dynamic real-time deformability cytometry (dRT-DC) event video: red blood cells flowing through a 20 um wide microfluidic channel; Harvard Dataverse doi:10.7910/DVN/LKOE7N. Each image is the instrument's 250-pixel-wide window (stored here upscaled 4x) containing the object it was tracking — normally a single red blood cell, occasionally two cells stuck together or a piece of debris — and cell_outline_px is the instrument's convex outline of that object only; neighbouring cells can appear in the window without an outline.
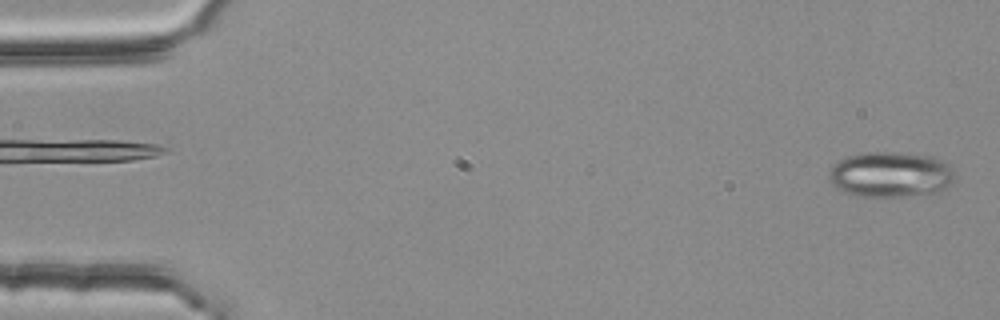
{"species": "common noctule bat (a hibernating species)", "species_latin": "Nyctalus noctula", "temperature_condition": "room temperature", "stored_images_in_passage": 5, "camera_frame_rate_fps": 3000, "um_per_image_px": 0.085, "animal": {"sex": "female", "body_mass_g": 25.1}, "frame": {"image": 1, "passage_image": 5, "time_ms": 1.333, "image_size_px": [1000, 320], "cell_outline_px": [[952, 180], [944, 188], [936, 192], [908, 196], [860, 196], [840, 192], [832, 184], [828, 176], [828, 172], [840, 160], [848, 156], [868, 152], [888, 152], [932, 156], [944, 160], [952, 168]], "centroid_in_image_um": [75.66, 14.84], "position_along_channel_um": 9.3, "area_um2": 33.06}}